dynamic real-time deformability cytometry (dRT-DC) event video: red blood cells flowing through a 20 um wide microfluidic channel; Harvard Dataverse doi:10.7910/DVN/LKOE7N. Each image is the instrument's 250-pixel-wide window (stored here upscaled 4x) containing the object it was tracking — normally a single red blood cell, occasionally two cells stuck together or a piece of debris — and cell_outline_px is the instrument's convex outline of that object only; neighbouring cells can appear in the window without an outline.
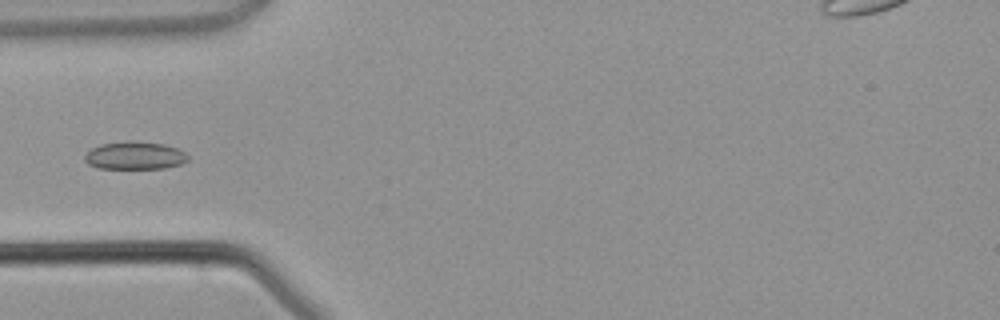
{"species": "common noctule bat (a hibernating species)", "species_latin": "Nyctalus noctula", "temperature_condition": "warm", "stored_images_in_passage": 3, "camera_frame_rate_fps": 3000, "um_per_image_px": 0.085, "animal": {"sex": "male", "body_mass_g": 21.5, "forearm_length_mm": 52.0}, "frame": {"image": 1, "passage_image": 2, "time_ms": 1.333, "image_size_px": [1000, 320], "cell_outline_px": [[188, 160], [180, 164], [164, 168], [96, 168], [88, 164], [84, 160], [84, 156], [92, 148], [100, 144], [128, 140], [164, 144], [176, 148], [184, 152], [188, 156]], "centroid_in_image_um": [11.43, 13.21], "position_along_channel_um": 73.6, "area_um2": 16.7}}
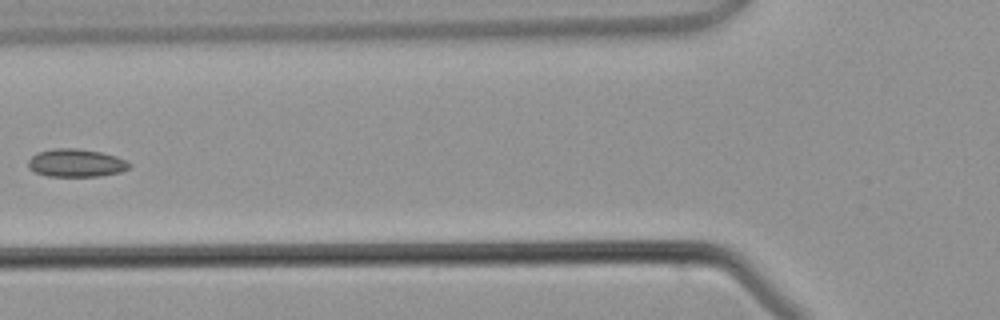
{"frame": {"image": 2, "passage_image": 3, "time_ms": 2.333, "image_size_px": [1000, 320], "cell_outline_px": [[132, 164], [128, 168], [120, 172], [100, 176], [48, 176], [36, 172], [28, 168], [28, 160], [36, 152], [52, 148], [76, 148], [100, 152], [116, 156]], "centroid_in_image_um": [6.43, 13.84], "position_along_channel_um": 119.4, "area_um2": 16.47}}